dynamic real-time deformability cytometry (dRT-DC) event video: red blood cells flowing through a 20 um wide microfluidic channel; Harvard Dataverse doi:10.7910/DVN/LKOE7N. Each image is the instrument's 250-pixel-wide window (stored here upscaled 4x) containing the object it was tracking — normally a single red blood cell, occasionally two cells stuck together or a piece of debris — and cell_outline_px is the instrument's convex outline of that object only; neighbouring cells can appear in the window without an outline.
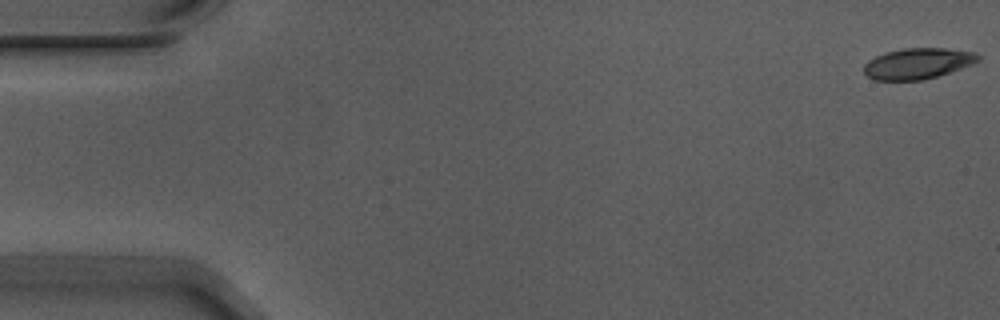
{"species": "Egyptian fruit bat (a non-hibernating species)", "species_latin": "Rousettus aegyptiacus", "temperature_condition": "warm", "stored_images_in_passage": 55, "camera_frame_rate_fps": 3000, "um_per_image_px": 0.085, "animal": {"sex": "male"}, "frame": {"image": 1, "passage_image": 1, "time_ms": 0.0, "image_size_px": [1000, 320], "cell_outline_px": [[980, 60], [972, 64], [924, 80], [876, 80], [868, 76], [864, 72], [864, 64], [868, 60], [884, 52], [904, 48], [944, 48], [976, 52], [980, 56]], "centroid_in_image_um": [78.0, 5.39], "position_along_channel_um": 7.0, "area_um2": 20.46}}
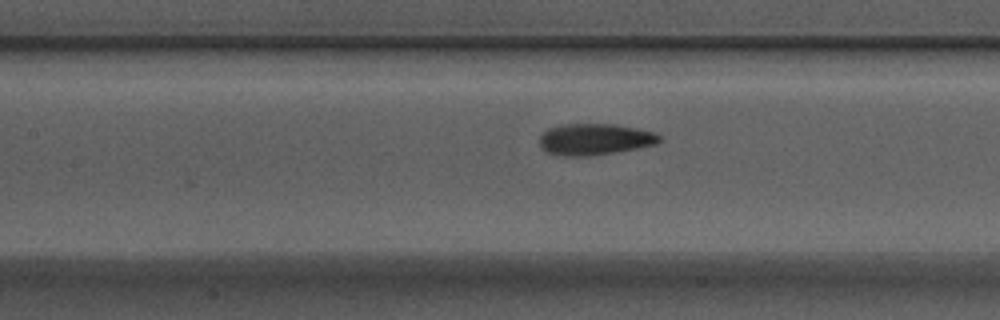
{"frame": {"image": 2, "passage_image": 25, "time_ms": 8.0, "image_size_px": [1000, 320], "cell_outline_px": [[664, 140], [656, 144], [636, 148], [588, 156], [568, 156], [548, 152], [540, 148], [540, 136], [548, 128], [560, 124], [616, 124], [656, 132]], "centroid_in_image_um": [50.57, 11.82], "position_along_channel_um": 156.8, "area_um2": 21.91}}
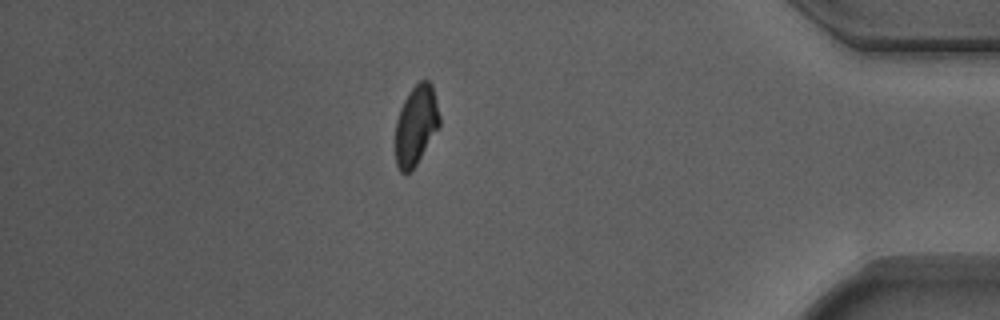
{"frame": {"image": 3, "passage_image": 48, "time_ms": 15.667, "image_size_px": [1000, 320], "cell_outline_px": [[440, 128], [416, 164], [408, 172], [400, 172], [396, 164], [396, 120], [400, 108], [404, 100], [412, 88], [420, 80], [428, 80], [432, 84], [440, 116]], "centroid_in_image_um": [35.38, 10.63], "position_along_channel_um": 399.8, "area_um2": 20.46}, "authors_computed_cell_mechanics": {"area_um2": 21.386, "velocity_mm_per_s": 3.7166, "shape_relaxation_time_tau1_ms": 3.5589, "shape_relaxation_time_tau2_ms": 1.2705, "deformation_change_tau1": 0.1631, "deformation_change_tau2": 0.0831}}